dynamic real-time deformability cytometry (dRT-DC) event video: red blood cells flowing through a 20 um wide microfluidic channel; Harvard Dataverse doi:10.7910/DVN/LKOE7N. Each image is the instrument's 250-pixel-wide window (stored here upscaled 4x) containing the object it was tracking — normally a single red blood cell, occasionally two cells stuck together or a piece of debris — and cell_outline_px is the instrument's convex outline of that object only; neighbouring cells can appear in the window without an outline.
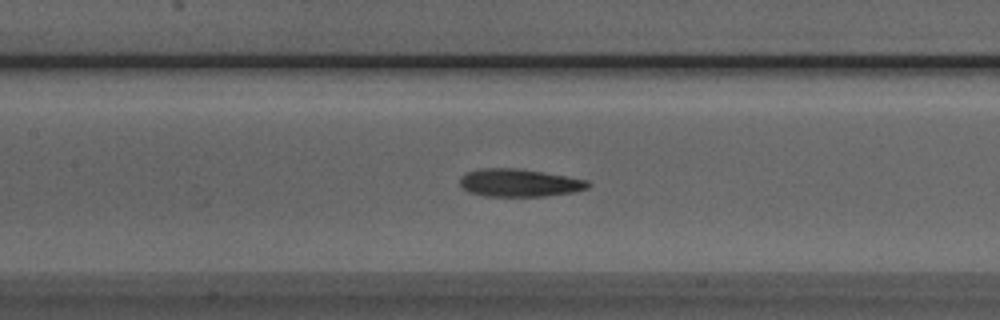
{"species": "Egyptian fruit bat (a non-hibernating species)", "species_latin": "Rousettus aegyptiacus", "temperature_condition": "room temperature", "stored_images_in_passage": 52, "segment_of_instrument_passage": [1, 2], "camera_frame_rate_fps": 3000, "um_per_image_px": 0.085, "animal": {"sex": "male"}, "frame": {"image": 1, "passage_image": 23, "time_ms": 7.333, "image_size_px": [1000, 320], "cell_outline_px": [[592, 184], [588, 188], [572, 192], [544, 196], [484, 196], [468, 192], [460, 184], [460, 176], [464, 172], [480, 168], [516, 168], [588, 180]], "centroid_in_image_um": [44.09, 15.54], "position_along_channel_um": 163.3, "area_um2": 20.69}}
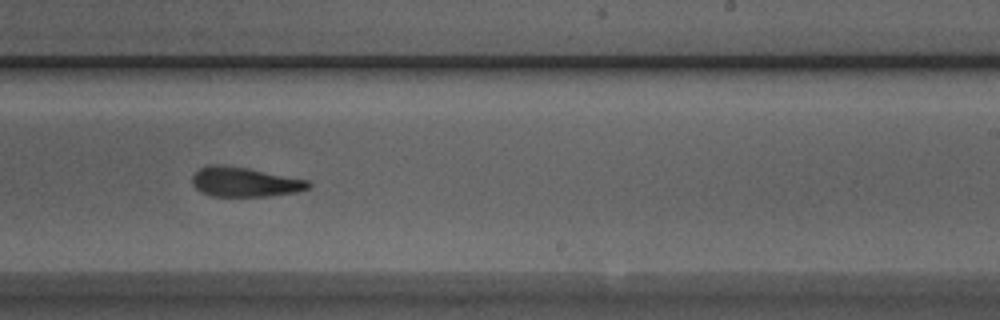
{"frame": {"image": 2, "passage_image": 31, "time_ms": 10.0, "image_size_px": [1000, 320], "cell_outline_px": [[312, 188], [296, 192], [268, 196], [212, 196], [200, 192], [192, 184], [192, 176], [200, 168], [208, 164], [220, 164], [248, 168], [308, 180], [312, 184]], "centroid_in_image_um": [20.8, 15.46], "position_along_channel_um": 268.2, "area_um2": 20.17}}
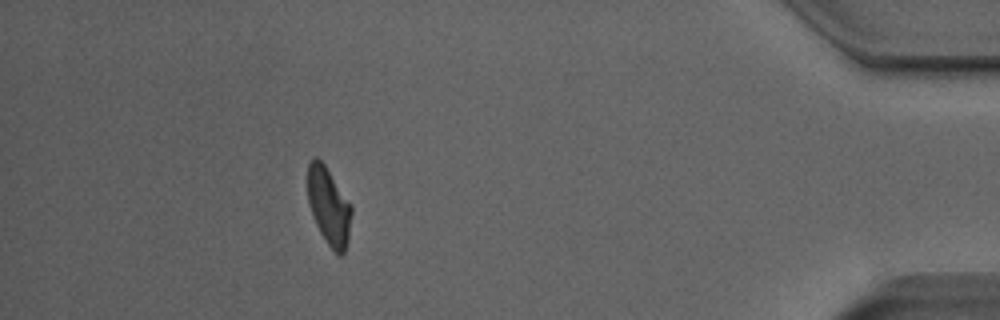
{"frame": {"image": 3, "passage_image": 46, "time_ms": 15.0, "image_size_px": [1000, 320], "cell_outline_px": [[352, 212], [348, 240], [344, 252], [340, 256], [336, 256], [320, 232], [312, 216], [308, 204], [308, 164], [316, 156], [324, 164], [352, 204]], "centroid_in_image_um": [27.96, 17.56], "position_along_channel_um": 407.2, "area_um2": 19.88}}